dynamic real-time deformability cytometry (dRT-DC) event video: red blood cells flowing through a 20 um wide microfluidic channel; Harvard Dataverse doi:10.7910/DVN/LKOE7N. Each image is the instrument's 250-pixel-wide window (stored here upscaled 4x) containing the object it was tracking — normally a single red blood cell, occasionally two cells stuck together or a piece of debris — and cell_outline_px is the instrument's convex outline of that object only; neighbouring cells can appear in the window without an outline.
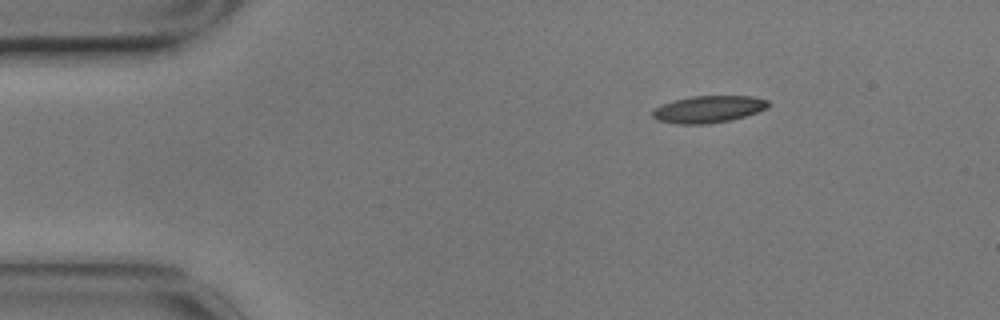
{"species": "common noctule bat (a hibernating species)", "species_latin": "Nyctalus noctula", "temperature_condition": "cold", "stored_images_in_passage": 7, "camera_frame_rate_fps": 3000, "um_per_image_px": 0.085, "animal": {"sex": "male", "body_mass_g": 17.9}, "frame": {"image": 1, "passage_image": 1, "time_ms": 0.0, "image_size_px": [1000, 320], "cell_outline_px": [[768, 108], [732, 120], [708, 124], [676, 124], [656, 120], [652, 116], [652, 112], [656, 108], [664, 104], [676, 100], [692, 96], [752, 96], [768, 100]], "centroid_in_image_um": [60.22, 9.29], "position_along_channel_um": 24.8, "area_um2": 18.09}}